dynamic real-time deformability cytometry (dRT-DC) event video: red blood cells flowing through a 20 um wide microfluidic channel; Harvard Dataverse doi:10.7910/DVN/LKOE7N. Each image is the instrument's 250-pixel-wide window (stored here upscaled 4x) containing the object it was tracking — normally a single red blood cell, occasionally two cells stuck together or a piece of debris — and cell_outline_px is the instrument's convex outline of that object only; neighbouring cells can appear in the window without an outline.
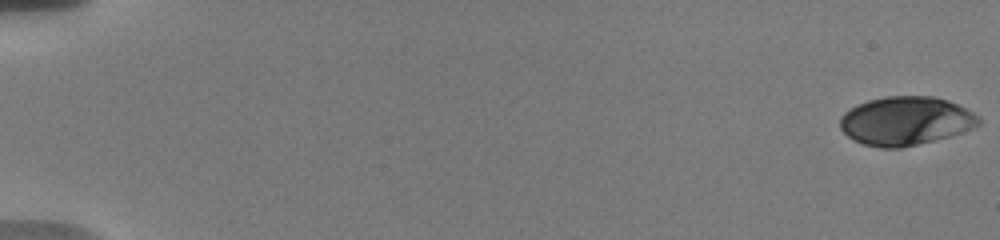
{"species": "human", "species_latin": "Homo sapiens", "temperature_condition": "warm", "stored_images_in_passage": 56, "camera_frame_rate_fps": 3000, "um_per_image_px": 0.085, "donor": {"sex": "male"}, "frame": {"image": 1, "passage_image": 1, "time_ms": 0.0, "image_size_px": [1000, 240], "cell_outline_px": [[980, 124], [972, 128], [952, 136], [900, 148], [880, 148], [864, 144], [852, 140], [840, 128], [840, 116], [844, 112], [856, 104], [868, 100], [884, 96], [932, 96], [948, 100], [980, 116]], "centroid_in_image_um": [76.96, 10.27], "position_along_channel_um": 8.0, "area_um2": 39.48}}
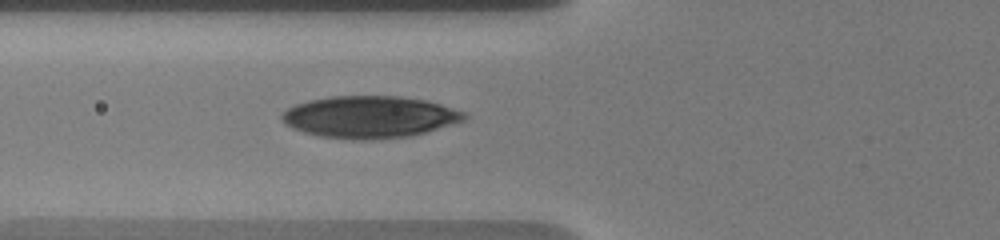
{"frame": {"image": 2, "passage_image": 23, "time_ms": 7.333, "image_size_px": [1000, 240], "cell_outline_px": [[468, 116], [464, 120], [452, 124], [412, 136], [372, 140], [352, 140], [320, 136], [304, 132], [292, 128], [284, 124], [280, 120], [280, 116], [288, 108], [296, 104], [308, 100], [332, 96], [400, 96], [428, 100], [468, 112]], "centroid_in_image_um": [31.43, 9.94], "position_along_channel_um": 94.4, "area_um2": 45.08}}
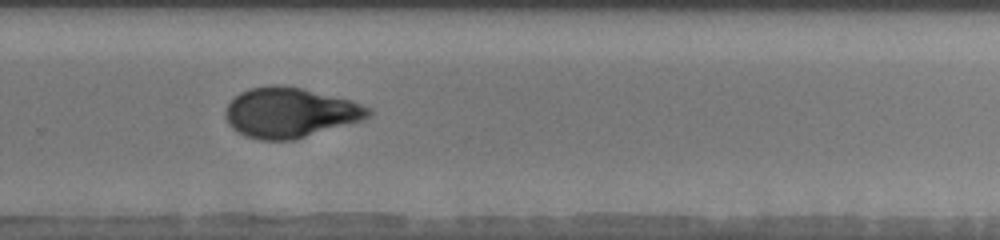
{"frame": {"image": 3, "passage_image": 40, "time_ms": 13.0, "image_size_px": [1000, 240], "cell_outline_px": [[372, 112], [364, 120], [296, 140], [260, 140], [236, 132], [228, 124], [224, 116], [224, 112], [228, 104], [240, 92], [248, 88], [276, 84], [300, 88], [352, 100], [372, 108]], "centroid_in_image_um": [24.66, 9.58], "position_along_channel_um": 305.1, "area_um2": 41.96}, "authors_computed_cell_mechanics": {"area_um2": 40.9224, "velocity_mm_per_s": 3.7236, "shape_relaxation_time_tau1_ms": 6.1718, "shape_relaxation_time_tau2_ms": 2.65, "deformation_change_tau1": 0.1946, "deformation_change_tau2": 0.0748}}